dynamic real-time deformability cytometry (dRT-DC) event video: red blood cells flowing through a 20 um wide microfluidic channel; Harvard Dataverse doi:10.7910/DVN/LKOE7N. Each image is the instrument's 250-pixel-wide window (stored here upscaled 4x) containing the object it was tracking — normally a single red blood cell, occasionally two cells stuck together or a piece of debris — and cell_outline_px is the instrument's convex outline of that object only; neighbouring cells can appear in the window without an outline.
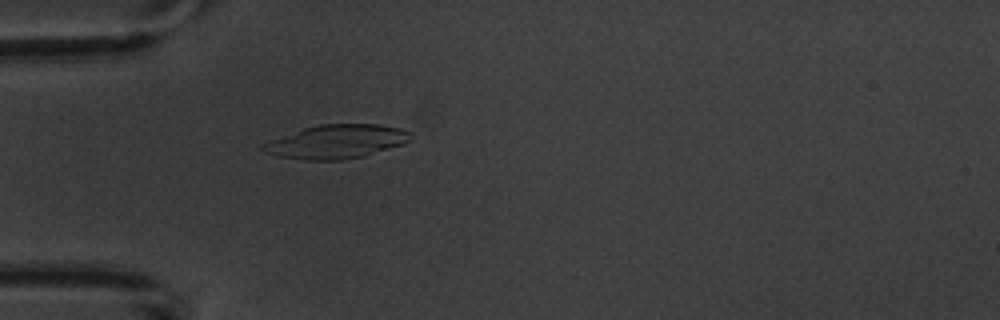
{"species": "common noctule bat (a hibernating species)", "species_latin": "Nyctalus noctula", "temperature_condition": "warm", "stored_images_in_passage": 4, "camera_frame_rate_fps": 3000, "um_per_image_px": 0.085, "animal": {"sex": "male", "body_mass_g": 20.1, "forearm_length_mm": 53.5}, "frame": {"image": 1, "passage_image": 4, "time_ms": 3.333, "image_size_px": [1000, 320], "cell_outline_px": [[412, 140], [404, 144], [364, 156], [344, 160], [304, 160], [280, 156], [264, 152], [260, 148], [260, 144], [304, 128], [320, 124], [380, 124], [400, 128], [408, 132], [412, 136]], "centroid_in_image_um": [28.62, 12.04], "position_along_channel_um": 56.4, "area_um2": 29.02}}